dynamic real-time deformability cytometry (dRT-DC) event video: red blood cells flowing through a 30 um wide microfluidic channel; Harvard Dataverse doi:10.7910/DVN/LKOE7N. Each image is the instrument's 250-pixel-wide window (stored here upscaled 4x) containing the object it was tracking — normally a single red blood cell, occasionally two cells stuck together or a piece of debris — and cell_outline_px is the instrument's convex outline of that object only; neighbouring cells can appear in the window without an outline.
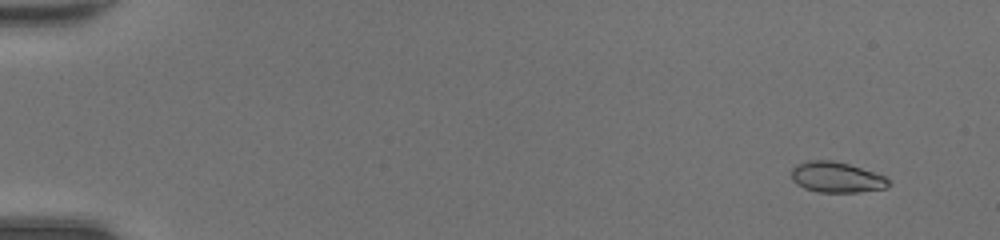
{"species": "common noctule bat (a hibernating species)", "species_latin": "Nyctalus noctula", "temperature_condition": "room temperature", "stored_images_in_passage": 48, "camera_frame_rate_fps": 3000, "um_per_image_px": 0.085, "animal": {"sex": "female", "body_mass_g": 20.0, "forearm_length_mm": 54.0}, "frame": {"image": 1, "passage_image": 4, "time_ms": 1.0, "image_size_px": [1000, 240], "cell_outline_px": [[892, 184], [888, 188], [860, 192], [820, 192], [804, 188], [796, 184], [792, 180], [792, 168], [796, 164], [808, 160], [832, 160], [848, 164], [888, 176]], "centroid_in_image_um": [71.16, 15.07], "position_along_channel_um": 13.8, "area_um2": 17.63}}
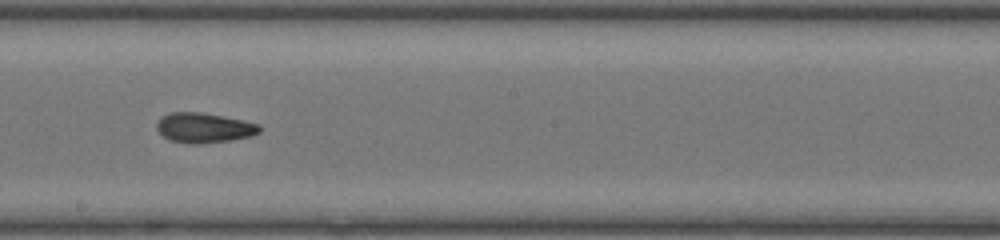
{"frame": {"image": 2, "passage_image": 29, "time_ms": 9.333, "image_size_px": [1000, 240], "cell_outline_px": [[260, 132], [252, 136], [232, 140], [196, 144], [188, 144], [168, 140], [156, 128], [156, 124], [160, 116], [168, 112], [200, 112], [244, 120], [260, 124]], "centroid_in_image_um": [17.33, 10.86], "position_along_channel_um": 230.9, "area_um2": 18.15}}
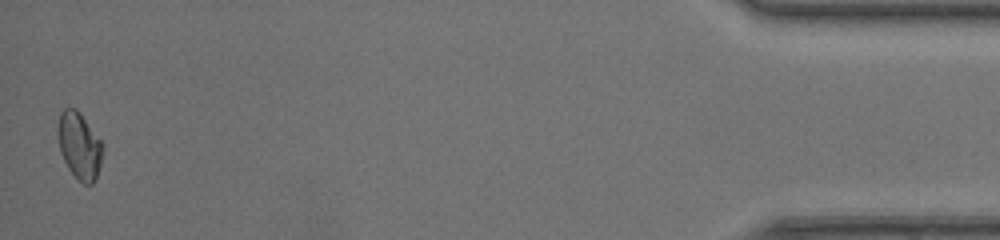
{"frame": {"image": 3, "passage_image": 48, "time_ms": 15.667, "image_size_px": [1000, 240], "cell_outline_px": [[104, 152], [96, 180], [92, 184], [84, 184], [68, 168], [60, 152], [56, 132], [56, 128], [60, 112], [64, 108], [76, 108], [80, 112], [100, 140], [104, 148]], "centroid_in_image_um": [6.73, 12.36], "position_along_channel_um": 428.5, "area_um2": 17.63}, "authors_computed_cell_mechanics": {"area_um2": 17.6001, "velocity_mm_per_s": 4.4509, "shape_relaxation_time_tau1_ms": 6.3106, "shape_relaxation_time_tau2_ms": 1.7896, "deformation_change_tau1": 0.1377, "deformation_change_tau2": 0.0581}}